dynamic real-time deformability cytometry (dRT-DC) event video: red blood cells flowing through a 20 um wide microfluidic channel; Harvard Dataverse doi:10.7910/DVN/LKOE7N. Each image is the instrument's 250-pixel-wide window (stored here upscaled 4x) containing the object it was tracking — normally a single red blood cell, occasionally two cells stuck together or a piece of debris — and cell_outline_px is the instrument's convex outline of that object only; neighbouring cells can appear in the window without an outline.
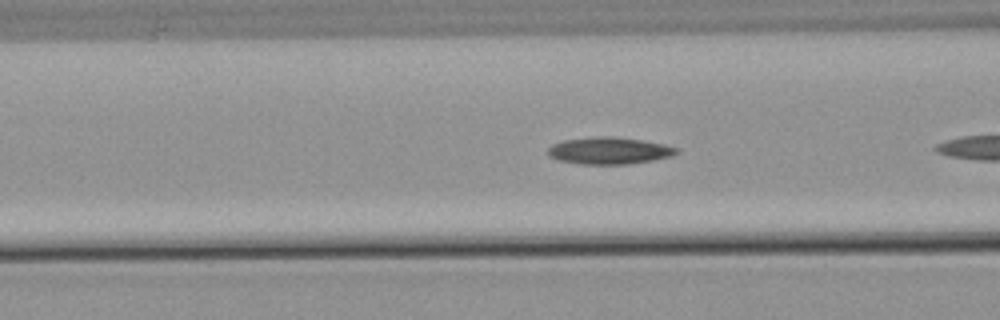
{"species": "common noctule bat (a hibernating species)", "species_latin": "Nyctalus noctula", "temperature_condition": "warm", "stored_images_in_passage": 7, "camera_frame_rate_fps": 3000, "um_per_image_px": 0.085, "animal": {"sex": "male", "body_mass_g": 21.5, "forearm_length_mm": 52.0}, "frame": {"image": 1, "passage_image": 5, "time_ms": 1.333, "image_size_px": [1000, 320], "cell_outline_px": [[680, 152], [672, 156], [652, 160], [628, 164], [580, 164], [560, 160], [548, 156], [548, 148], [552, 144], [564, 140], [592, 136], [612, 136], [640, 140], [664, 144], [680, 148]], "centroid_in_image_um": [51.79, 12.8], "position_along_channel_um": 114.8, "area_um2": 20.29}}